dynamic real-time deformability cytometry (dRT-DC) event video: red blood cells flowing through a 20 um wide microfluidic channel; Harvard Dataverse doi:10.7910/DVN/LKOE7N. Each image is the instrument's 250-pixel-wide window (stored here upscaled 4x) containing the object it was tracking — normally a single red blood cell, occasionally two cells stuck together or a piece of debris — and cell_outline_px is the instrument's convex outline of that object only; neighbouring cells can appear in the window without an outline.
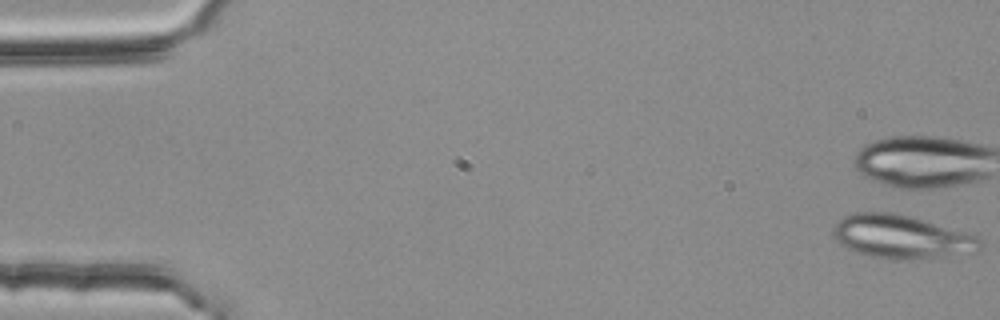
{"species": "common noctule bat (a hibernating species)", "species_latin": "Nyctalus noctula", "temperature_condition": "room temperature", "stored_images_in_passage": 24, "camera_frame_rate_fps": 3000, "um_per_image_px": 0.085, "animal": {"sex": "female", "body_mass_g": 25.1}, "frame": {"image": 1, "passage_image": 1, "time_ms": 0.0, "image_size_px": [1000, 320], "cell_outline_px": [[980, 252], [936, 256], [872, 256], [856, 252], [840, 244], [832, 236], [832, 228], [836, 220], [852, 212], [896, 212], [912, 216], [980, 236]], "centroid_in_image_um": [76.58, 20.05], "position_along_channel_um": 8.4, "area_um2": 36.41}}